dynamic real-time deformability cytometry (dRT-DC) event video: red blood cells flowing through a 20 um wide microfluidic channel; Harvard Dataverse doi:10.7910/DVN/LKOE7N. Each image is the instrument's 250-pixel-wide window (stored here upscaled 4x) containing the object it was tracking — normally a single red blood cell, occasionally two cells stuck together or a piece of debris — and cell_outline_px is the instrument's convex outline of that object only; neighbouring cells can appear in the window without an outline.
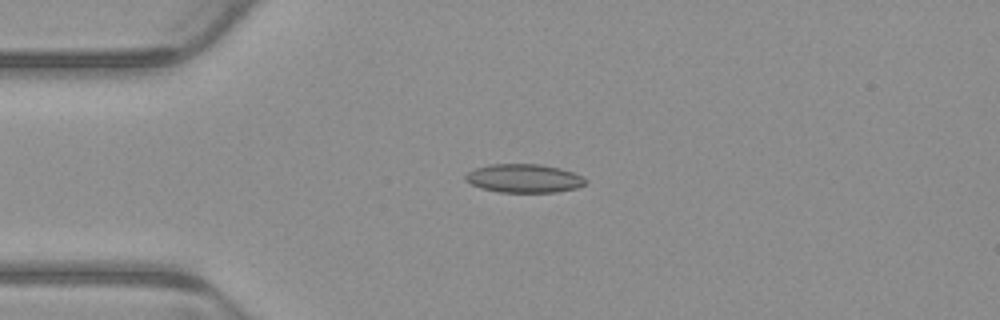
{"species": "common noctule bat (a hibernating species)", "species_latin": "Nyctalus noctula", "temperature_condition": "warm", "stored_images_in_passage": 4, "camera_frame_rate_fps": 3000, "um_per_image_px": 0.085, "animal": {"sex": "male", "body_mass_g": 23.1, "forearm_length_mm": 52.7}, "frame": {"image": 1, "passage_image": 3, "time_ms": 0.667, "image_size_px": [1000, 320], "cell_outline_px": [[588, 180], [584, 184], [576, 188], [556, 192], [500, 192], [480, 188], [464, 180], [464, 176], [468, 172], [476, 168], [488, 164], [540, 164], [560, 168], [572, 172]], "centroid_in_image_um": [44.51, 15.16], "position_along_channel_um": 40.5, "area_um2": 19.94}}